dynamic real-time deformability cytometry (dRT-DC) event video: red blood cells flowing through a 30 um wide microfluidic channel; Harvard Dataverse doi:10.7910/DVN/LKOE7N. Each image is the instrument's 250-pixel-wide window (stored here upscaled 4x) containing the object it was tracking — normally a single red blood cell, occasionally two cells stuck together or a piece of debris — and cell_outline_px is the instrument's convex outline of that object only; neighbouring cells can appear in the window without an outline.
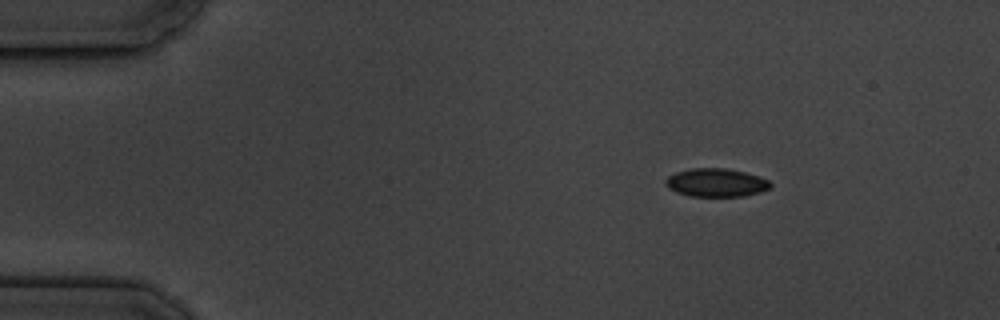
{"species": "common noctule bat (a hibernating species)", "species_latin": "Nyctalus noctula", "temperature_condition": "cold", "stored_images_in_passage": 5, "camera_frame_rate_fps": 3000, "um_per_image_px": 0.085, "animal": {"sex": "male", "body_mass_g": 19.5, "forearm_length_mm": 54.6}, "frame": {"image": 1, "passage_image": 1, "time_ms": 0.0, "image_size_px": [1000, 320], "cell_outline_px": [[772, 188], [760, 192], [744, 196], [688, 196], [676, 192], [668, 188], [664, 184], [664, 180], [668, 176], [676, 172], [692, 168], [724, 168], [744, 172], [768, 180], [772, 184]], "centroid_in_image_um": [60.84, 15.53], "position_along_channel_um": 24.2, "area_um2": 17.34}}
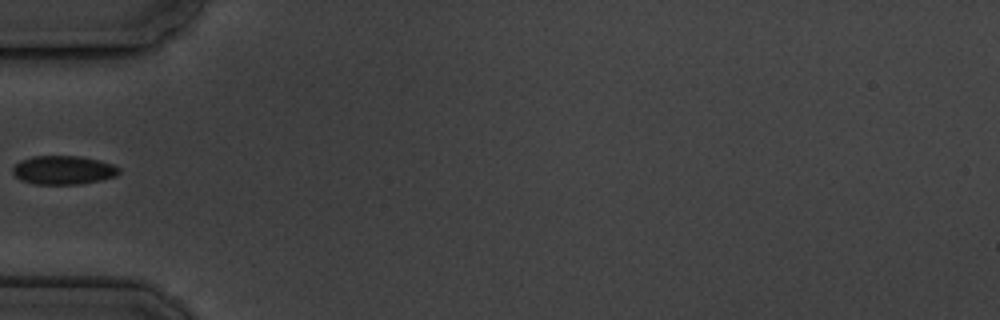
{"frame": {"image": 2, "passage_image": 4, "time_ms": 3.667, "image_size_px": [1000, 320], "cell_outline_px": [[120, 172], [116, 176], [100, 180], [80, 184], [32, 184], [20, 180], [12, 172], [12, 168], [20, 160], [32, 156], [80, 156], [100, 160], [112, 164], [120, 168]], "centroid_in_image_um": [5.38, 14.45], "position_along_channel_um": 79.6, "area_um2": 17.92}}